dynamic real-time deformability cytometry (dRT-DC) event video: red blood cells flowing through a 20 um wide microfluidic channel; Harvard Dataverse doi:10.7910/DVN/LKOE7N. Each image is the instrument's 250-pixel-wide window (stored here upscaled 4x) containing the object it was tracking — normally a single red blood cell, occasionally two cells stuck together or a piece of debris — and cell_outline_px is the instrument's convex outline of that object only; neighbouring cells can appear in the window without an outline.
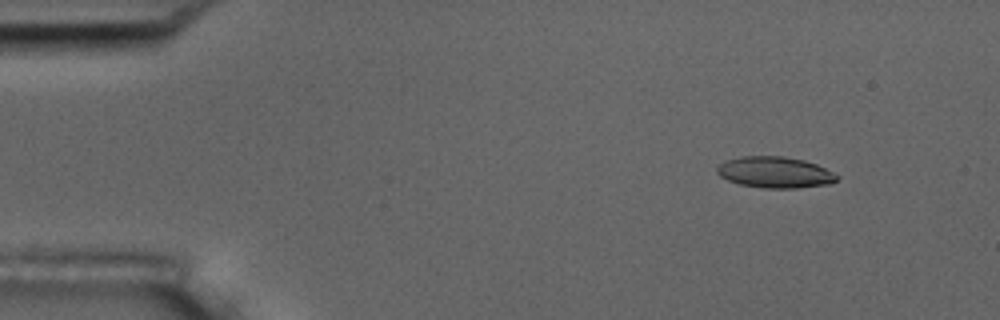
{"species": "common noctule bat (a hibernating species)", "species_latin": "Nyctalus noctula", "temperature_condition": "room temperature", "stored_images_in_passage": 5, "camera_frame_rate_fps": 3000, "um_per_image_px": 0.085, "animal": {"sex": "male", "body_mass_g": 17.5, "forearm_length_mm": 52.3}, "frame": {"image": 1, "passage_image": 1, "time_ms": 0.0, "image_size_px": [1000, 320], "cell_outline_px": [[840, 176], [836, 180], [828, 184], [796, 188], [764, 188], [740, 184], [728, 180], [720, 176], [716, 172], [716, 168], [720, 164], [728, 160], [740, 156], [784, 156], [804, 160], [816, 164]], "centroid_in_image_um": [65.86, 14.64], "position_along_channel_um": 19.1, "area_um2": 21.68}}
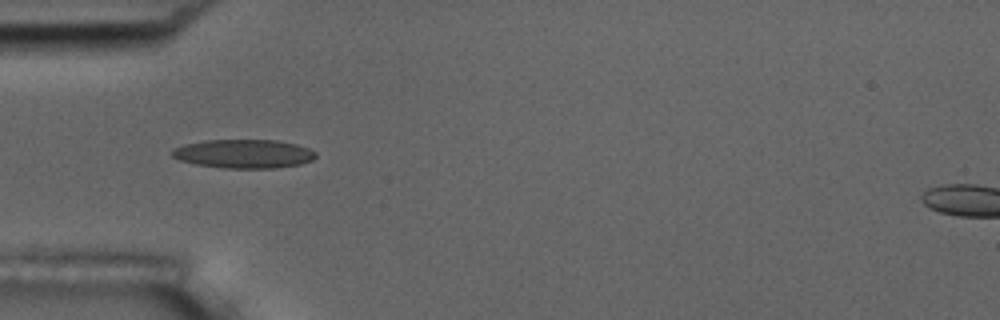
{"frame": {"image": 2, "passage_image": 4, "time_ms": 3.667, "image_size_px": [1000, 320], "cell_outline_px": [[316, 156], [312, 160], [300, 164], [276, 168], [224, 168], [196, 164], [180, 160], [172, 156], [172, 148], [184, 144], [204, 140], [276, 140], [296, 144], [308, 148], [316, 152]], "centroid_in_image_um": [20.71, 13.07], "position_along_channel_um": 64.3, "area_um2": 24.1}}